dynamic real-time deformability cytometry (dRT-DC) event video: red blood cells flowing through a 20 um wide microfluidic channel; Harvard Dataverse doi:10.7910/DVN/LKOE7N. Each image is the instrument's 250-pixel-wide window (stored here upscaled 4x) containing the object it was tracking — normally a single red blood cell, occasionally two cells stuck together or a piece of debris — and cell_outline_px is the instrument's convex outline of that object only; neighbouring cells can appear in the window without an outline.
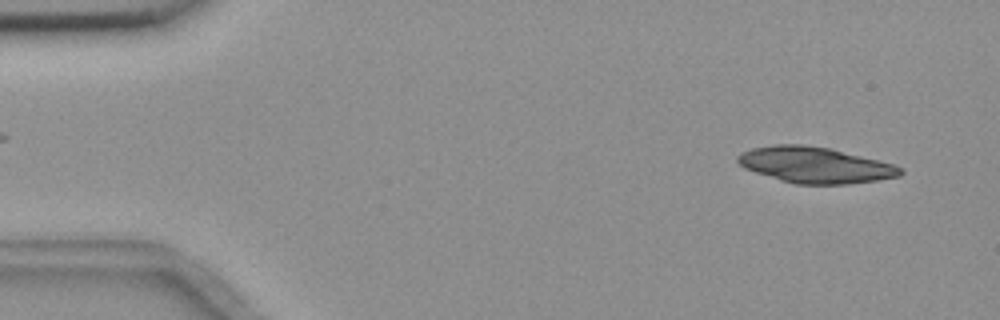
{"species": "common noctule bat (a hibernating species)", "species_latin": "Nyctalus noctula", "temperature_condition": "room temperature", "stored_images_in_passage": 26, "camera_frame_rate_fps": 3000, "um_per_image_px": 0.085, "animal": {"sex": "female", "body_mass_g": 18.4}, "frame": {"image": 1, "passage_image": 3, "time_ms": 0.667, "image_size_px": [1000, 320], "cell_outline_px": [[904, 172], [900, 176], [876, 180], [848, 184], [796, 184], [780, 180], [744, 168], [736, 160], [736, 156], [740, 152], [752, 148], [776, 144], [804, 144], [832, 148], [892, 164], [900, 168]], "centroid_in_image_um": [69.24, 14.01], "position_along_channel_um": 15.8, "area_um2": 34.04}}
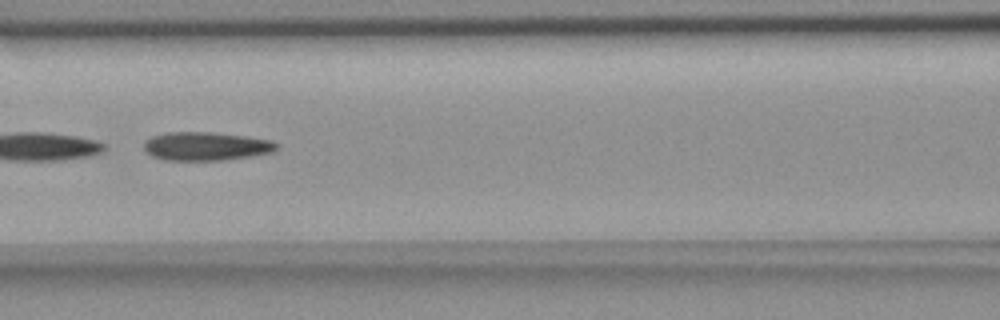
{"frame": {"image": 2, "passage_image": 23, "time_ms": 7.333, "image_size_px": [1000, 320], "cell_outline_px": [[276, 148], [272, 152], [248, 156], [220, 160], [164, 160], [152, 156], [144, 148], [144, 140], [152, 136], [168, 132], [212, 132], [244, 136], [272, 140], [276, 144]], "centroid_in_image_um": [17.46, 12.42], "position_along_channel_um": 149.1, "area_um2": 21.79}}